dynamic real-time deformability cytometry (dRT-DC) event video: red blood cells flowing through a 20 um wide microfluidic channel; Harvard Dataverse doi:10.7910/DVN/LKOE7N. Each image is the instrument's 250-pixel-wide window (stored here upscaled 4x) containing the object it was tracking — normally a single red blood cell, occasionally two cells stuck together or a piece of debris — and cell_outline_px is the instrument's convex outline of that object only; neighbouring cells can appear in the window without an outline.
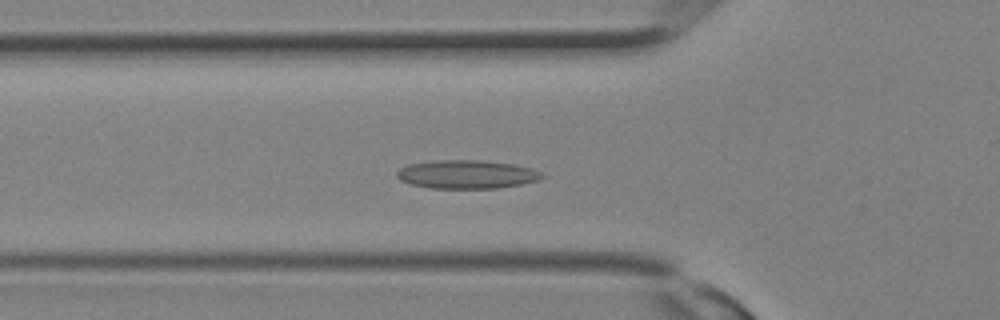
{"species": "Egyptian fruit bat (a non-hibernating species)", "species_latin": "Rousettus aegyptiacus", "temperature_condition": "room temperature", "stored_images_in_passage": 19, "camera_frame_rate_fps": 3000, "um_per_image_px": 0.085, "animal": {"sex": "female"}, "frame": {"image": 1, "passage_image": 11, "time_ms": 3.333, "image_size_px": [1000, 320], "cell_outline_px": [[544, 176], [540, 180], [520, 184], [496, 188], [428, 188], [408, 184], [400, 180], [396, 176], [396, 172], [400, 168], [408, 164], [432, 160], [484, 160], [512, 164], [532, 168], [544, 172]], "centroid_in_image_um": [39.66, 14.81], "position_along_channel_um": 86.1, "area_um2": 24.39}}
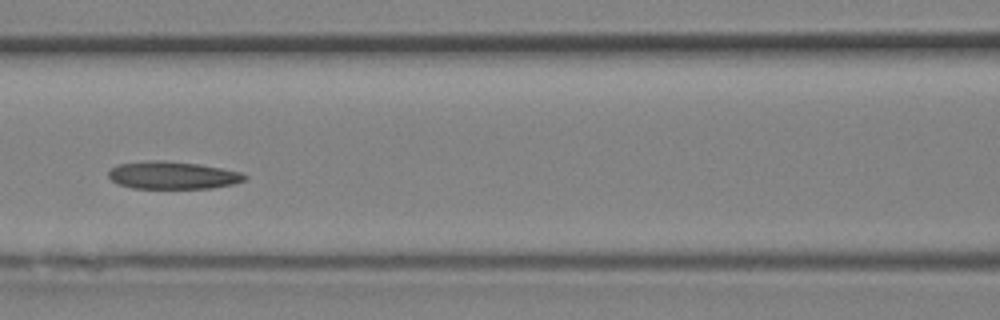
{"frame": {"image": 2, "passage_image": 14, "time_ms": 4.333, "image_size_px": [1000, 320], "cell_outline_px": [[248, 176], [244, 180], [232, 184], [212, 188], [132, 188], [116, 184], [108, 176], [108, 172], [116, 164], [148, 160], [164, 160], [200, 164], [244, 172]], "centroid_in_image_um": [14.67, 14.89], "position_along_channel_um": 151.9, "area_um2": 22.14}}
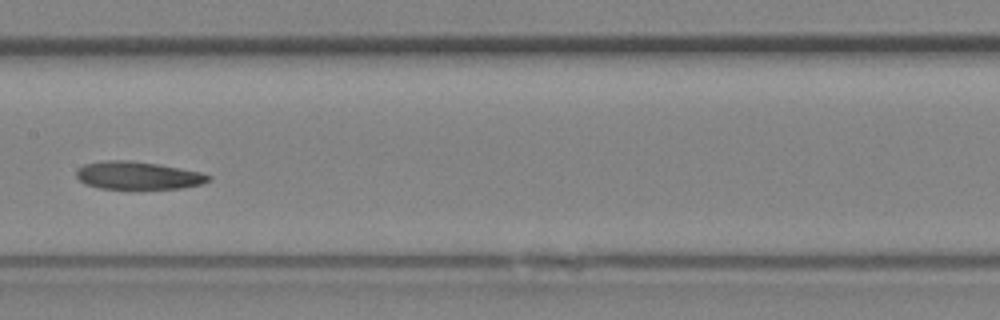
{"frame": {"image": 3, "passage_image": 16, "time_ms": 5.0, "image_size_px": [1000, 320], "cell_outline_px": [[212, 180], [204, 184], [180, 188], [100, 188], [88, 184], [80, 180], [76, 176], [76, 168], [84, 164], [104, 160], [132, 160], [160, 164], [200, 172], [212, 176]], "centroid_in_image_um": [11.75, 14.9], "position_along_channel_um": 195.6, "area_um2": 21.44}}